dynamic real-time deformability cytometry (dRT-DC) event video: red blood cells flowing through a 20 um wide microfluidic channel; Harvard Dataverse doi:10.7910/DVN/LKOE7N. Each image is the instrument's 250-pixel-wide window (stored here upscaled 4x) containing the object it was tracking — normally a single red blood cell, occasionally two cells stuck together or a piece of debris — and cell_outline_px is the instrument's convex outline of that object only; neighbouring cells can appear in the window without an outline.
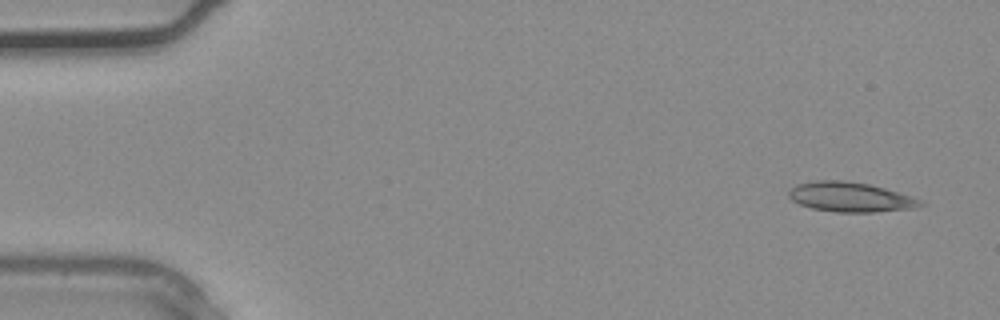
{"species": "common noctule bat (a hibernating species)", "species_latin": "Nyctalus noctula", "temperature_condition": "warm", "stored_images_in_passage": 3, "camera_frame_rate_fps": 3000, "um_per_image_px": 0.085, "animal": {"sex": "male", "body_mass_g": 20.4}, "frame": {"image": 1, "passage_image": 1, "time_ms": 0.0, "image_size_px": [1000, 320], "cell_outline_px": [[924, 204], [916, 208], [872, 212], [836, 212], [812, 208], [800, 204], [792, 200], [788, 196], [788, 192], [796, 184], [816, 180], [844, 180], [868, 184], [884, 188], [912, 196], [920, 200]], "centroid_in_image_um": [72.27, 16.74], "position_along_channel_um": 12.7, "area_um2": 22.72}}
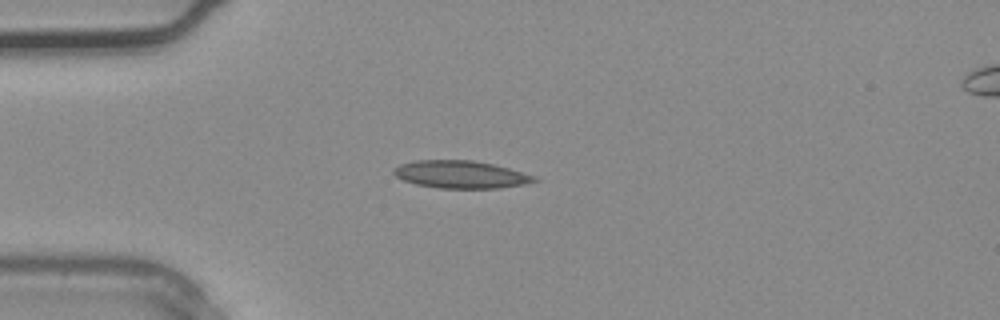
{"frame": {"image": 2, "passage_image": 3, "time_ms": 0.667, "image_size_px": [1000, 320], "cell_outline_px": [[540, 180], [528, 184], [500, 188], [440, 188], [416, 184], [404, 180], [396, 176], [392, 172], [392, 168], [400, 164], [416, 160], [472, 160], [492, 164], [508, 168], [536, 176]], "centroid_in_image_um": [39.18, 14.83], "position_along_channel_um": 45.8, "area_um2": 22.66}}